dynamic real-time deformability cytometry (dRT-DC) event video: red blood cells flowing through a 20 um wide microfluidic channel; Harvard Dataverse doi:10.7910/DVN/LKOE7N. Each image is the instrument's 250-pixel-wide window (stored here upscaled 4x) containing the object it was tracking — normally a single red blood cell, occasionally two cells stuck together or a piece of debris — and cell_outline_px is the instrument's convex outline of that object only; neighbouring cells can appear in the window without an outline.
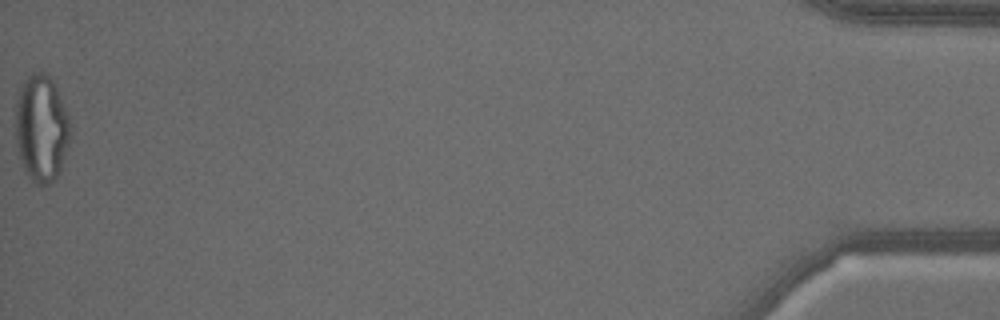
{"species": "common noctule bat (a hibernating species)", "species_latin": "Nyctalus noctula", "temperature_condition": "warm", "stored_images_in_passage": 56, "camera_frame_rate_fps": 3000, "um_per_image_px": 0.085, "animal": {"sex": "male", "body_mass_g": 18.8}, "frame": {"image": 1, "passage_image": 56, "time_ms": 18.333, "image_size_px": [1000, 320], "cell_outline_px": [[68, 140], [60, 172], [48, 184], [36, 184], [24, 172], [20, 160], [16, 140], [16, 104], [20, 88], [24, 80], [28, 76], [36, 72], [44, 72], [52, 80], [56, 88], [68, 116]], "centroid_in_image_um": [3.48, 10.92], "position_along_channel_um": 431.7, "area_um2": 33.41}, "authors_computed_cell_mechanics": {"area_um2": 29.0734, "velocity_mm_per_s": 3.5587, "shape_relaxation_time_tau1_ms": null, "shape_relaxation_time_tau2_ms": 0.9425, "deformation_change_tau1": null, "deformation_change_tau2": 0.0942}}